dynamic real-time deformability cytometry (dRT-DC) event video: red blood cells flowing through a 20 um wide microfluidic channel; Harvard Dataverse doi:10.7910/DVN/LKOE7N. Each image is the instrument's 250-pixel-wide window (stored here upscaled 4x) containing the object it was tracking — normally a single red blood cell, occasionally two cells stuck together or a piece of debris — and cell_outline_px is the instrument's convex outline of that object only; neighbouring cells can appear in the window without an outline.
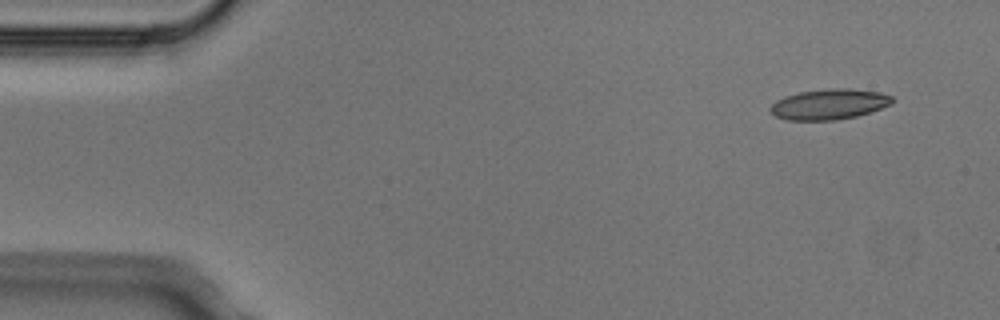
{"species": "Egyptian fruit bat (a non-hibernating species)", "species_latin": "Rousettus aegyptiacus", "temperature_condition": "cold", "stored_images_in_passage": 2, "camera_frame_rate_fps": 3000, "um_per_image_px": 0.085, "animal": {"sex": "male"}, "frame": {"image": 1, "passage_image": 1, "time_ms": 0.0, "image_size_px": [1000, 320], "cell_outline_px": [[896, 100], [892, 104], [856, 116], [836, 120], [788, 120], [776, 116], [768, 108], [776, 100], [784, 96], [800, 92], [832, 88], [848, 88], [880, 92], [892, 96]], "centroid_in_image_um": [70.49, 8.85], "position_along_channel_um": 14.5, "area_um2": 21.62}}